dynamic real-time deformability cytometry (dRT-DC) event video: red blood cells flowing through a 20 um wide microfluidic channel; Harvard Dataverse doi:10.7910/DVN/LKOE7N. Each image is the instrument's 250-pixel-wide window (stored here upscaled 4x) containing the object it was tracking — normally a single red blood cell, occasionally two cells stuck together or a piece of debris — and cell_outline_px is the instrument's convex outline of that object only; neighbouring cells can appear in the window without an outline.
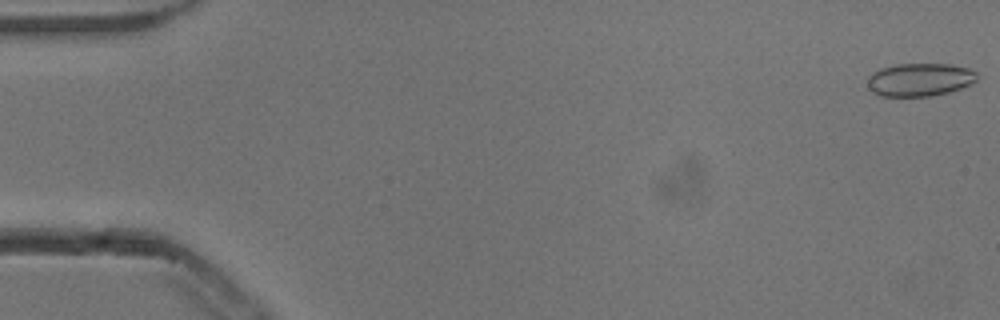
{"species": "common noctule bat (a hibernating species)", "species_latin": "Nyctalus noctula", "temperature_condition": "cold", "stored_images_in_passage": 8, "camera_frame_rate_fps": 3000, "um_per_image_px": 0.085, "animal": {"sex": "male", "body_mass_g": 13.3}, "frame": {"image": 1, "passage_image": 1, "time_ms": 0.0, "image_size_px": [1000, 320], "cell_outline_px": [[976, 80], [972, 84], [948, 92], [932, 96], [880, 96], [872, 92], [868, 88], [868, 76], [872, 72], [880, 68], [896, 64], [952, 64], [968, 68], [976, 72]], "centroid_in_image_um": [78.15, 6.77], "position_along_channel_um": 6.8, "area_um2": 21.21}}